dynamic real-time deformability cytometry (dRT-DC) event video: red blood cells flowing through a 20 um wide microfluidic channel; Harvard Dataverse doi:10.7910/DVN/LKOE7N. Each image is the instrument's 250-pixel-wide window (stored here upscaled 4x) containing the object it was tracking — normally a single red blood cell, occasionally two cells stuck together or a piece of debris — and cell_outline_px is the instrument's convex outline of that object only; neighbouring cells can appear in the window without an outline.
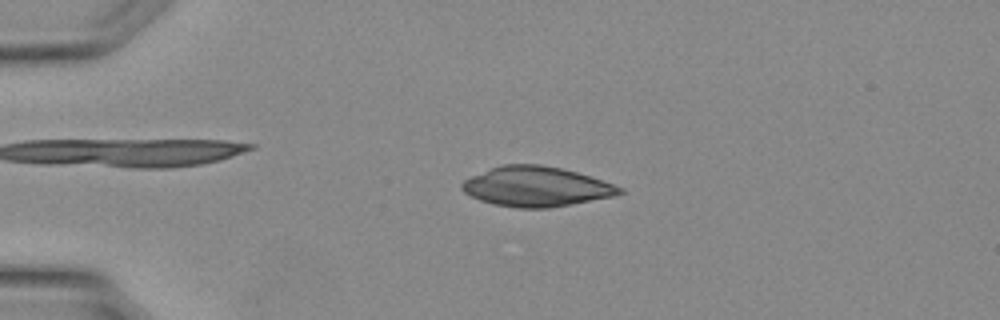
{"species": "Egyptian fruit bat (a non-hibernating species)", "species_latin": "Rousettus aegyptiacus", "temperature_condition": "warm", "stored_images_in_passage": 30, "camera_frame_rate_fps": 3000, "um_per_image_px": 0.085, "animal": {"sex": "female"}, "frame": {"image": 1, "passage_image": 4, "time_ms": 1.0, "image_size_px": [1000, 320], "cell_outline_px": [[624, 192], [616, 196], [548, 208], [516, 208], [492, 204], [480, 200], [464, 192], [460, 188], [460, 184], [464, 180], [472, 176], [492, 168], [504, 164], [540, 164], [560, 168], [576, 172], [624, 188]], "centroid_in_image_um": [45.57, 15.87], "position_along_channel_um": 39.4, "area_um2": 36.41}}
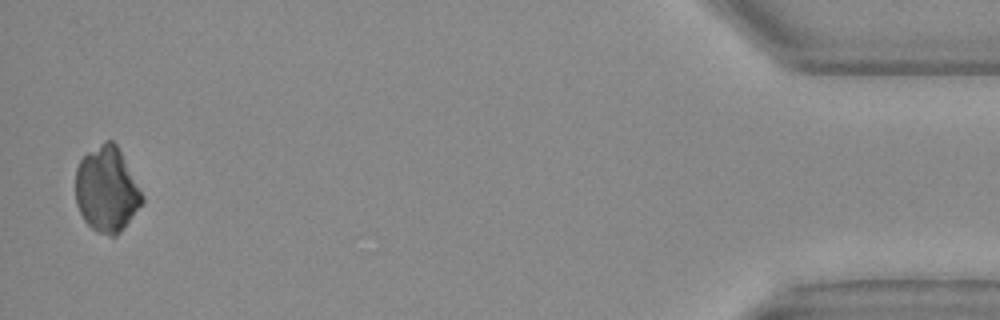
{"frame": {"image": 2, "passage_image": 30, "time_ms": 9.667, "image_size_px": [1000, 320], "cell_outline_px": [[144, 200], [116, 236], [108, 236], [96, 232], [84, 220], [76, 204], [76, 168], [80, 160], [88, 152], [104, 140], [112, 140], [116, 144], [144, 196]], "centroid_in_image_um": [9.05, 16.1], "position_along_channel_um": 426.2, "area_um2": 32.66}}